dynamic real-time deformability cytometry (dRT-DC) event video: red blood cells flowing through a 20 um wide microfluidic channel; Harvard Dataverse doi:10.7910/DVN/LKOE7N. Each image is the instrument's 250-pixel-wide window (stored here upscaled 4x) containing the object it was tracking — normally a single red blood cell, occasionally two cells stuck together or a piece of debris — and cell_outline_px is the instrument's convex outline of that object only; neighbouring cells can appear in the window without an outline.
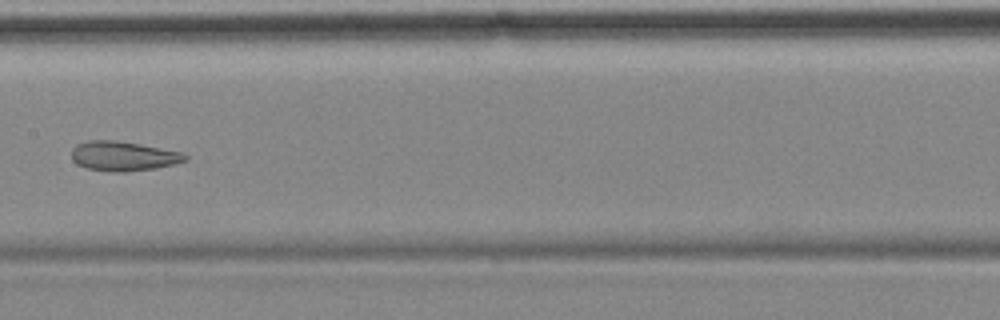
{"species": "common noctule bat (a hibernating species)", "species_latin": "Nyctalus noctula", "temperature_condition": "cold", "stored_images_in_passage": 8, "camera_frame_rate_fps": 3000, "um_per_image_px": 0.085, "animal": {"sex": "female", "body_mass_g": 18.4}, "frame": {"image": 1, "passage_image": 8, "time_ms": 8.333, "image_size_px": [1000, 320], "cell_outline_px": [[188, 160], [156, 168], [124, 172], [112, 172], [88, 168], [76, 164], [72, 160], [72, 148], [76, 144], [88, 140], [116, 140], [140, 144], [180, 152], [188, 156]], "centroid_in_image_um": [10.44, 13.26], "position_along_channel_um": 197.0, "area_um2": 19.54}}